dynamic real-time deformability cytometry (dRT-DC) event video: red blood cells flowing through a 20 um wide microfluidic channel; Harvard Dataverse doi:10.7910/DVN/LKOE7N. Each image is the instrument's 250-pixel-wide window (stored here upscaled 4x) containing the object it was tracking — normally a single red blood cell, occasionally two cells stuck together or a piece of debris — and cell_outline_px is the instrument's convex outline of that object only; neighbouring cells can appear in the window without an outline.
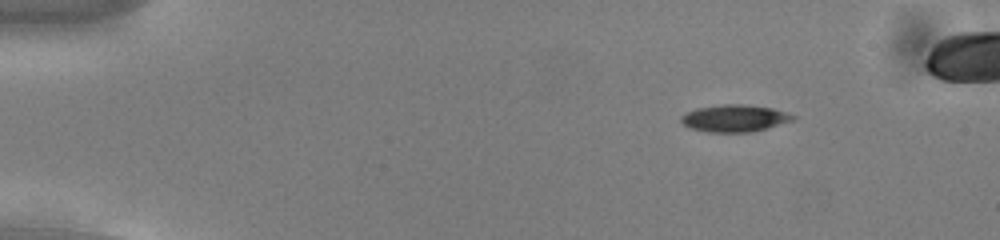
{"species": "common noctule bat (a hibernating species)", "species_latin": "Nyctalus noctula", "temperature_condition": "cold", "stored_images_in_passage": 54, "camera_frame_rate_fps": 3000, "um_per_image_px": 0.085, "animal": {"sex": "male", "body_mass_g": 13.0, "forearm_length_mm": 53.1}, "frame": {"image": 1, "passage_image": 8, "time_ms": 2.333, "image_size_px": [1000, 240], "cell_outline_px": [[796, 116], [792, 120], [768, 128], [752, 132], [708, 132], [688, 128], [680, 120], [680, 116], [696, 108], [724, 104], [744, 104], [772, 108]], "centroid_in_image_um": [62.4, 10.06], "position_along_channel_um": 22.6, "area_um2": 17.57}}
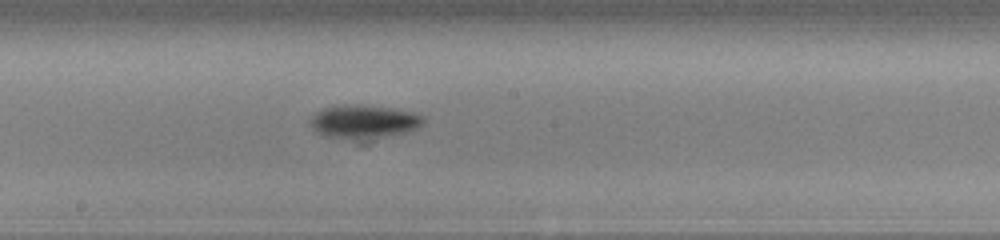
{"frame": {"image": 2, "passage_image": 31, "time_ms": 10.0, "image_size_px": [1000, 240], "cell_outline_px": [[424, 124], [416, 128], [404, 132], [384, 136], [352, 140], [324, 136], [316, 132], [308, 120], [316, 112], [324, 108], [344, 104], [356, 104], [392, 108], [412, 112], [424, 116]], "centroid_in_image_um": [30.88, 10.33], "position_along_channel_um": 217.3, "area_um2": 22.02}}
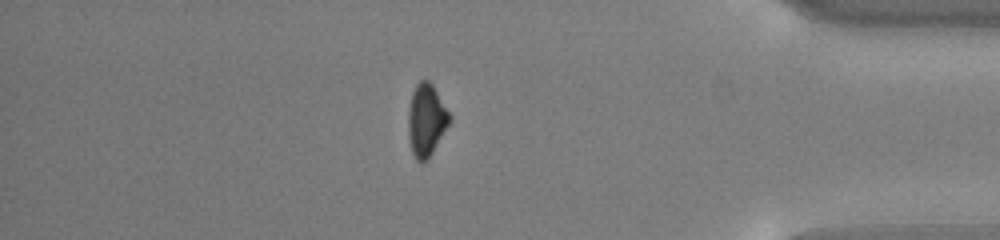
{"frame": {"image": 3, "passage_image": 48, "time_ms": 15.667, "image_size_px": [1000, 240], "cell_outline_px": [[452, 120], [432, 152], [424, 160], [416, 160], [412, 152], [408, 136], [408, 112], [412, 92], [416, 84], [420, 80], [428, 80], [432, 84], [452, 116]], "centroid_in_image_um": [36.24, 10.16], "position_along_channel_um": 399.0, "area_um2": 17.28}}